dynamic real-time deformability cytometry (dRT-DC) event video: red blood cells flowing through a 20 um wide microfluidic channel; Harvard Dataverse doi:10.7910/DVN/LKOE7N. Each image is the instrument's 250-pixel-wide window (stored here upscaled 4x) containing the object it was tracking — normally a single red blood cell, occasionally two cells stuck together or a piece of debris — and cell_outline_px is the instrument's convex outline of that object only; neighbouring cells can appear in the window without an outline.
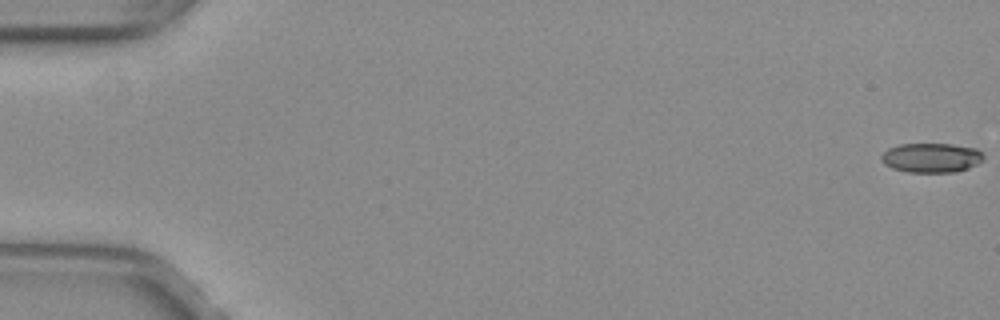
{"species": "common noctule bat (a hibernating species)", "species_latin": "Nyctalus noctula", "temperature_condition": "warm", "stored_images_in_passage": 53, "camera_frame_rate_fps": 3000, "um_per_image_px": 0.085, "animal": {"sex": "female", "body_mass_g": 29.2, "forearm_length_mm": 56.3}, "frame": {"image": 1, "passage_image": 1, "time_ms": 0.0, "image_size_px": [1000, 320], "cell_outline_px": [[984, 160], [968, 168], [956, 172], [908, 172], [892, 168], [884, 164], [880, 160], [880, 156], [888, 148], [900, 144], [952, 144], [976, 148], [984, 156]], "centroid_in_image_um": [79.15, 13.41], "position_along_channel_um": 5.9, "area_um2": 17.63}}
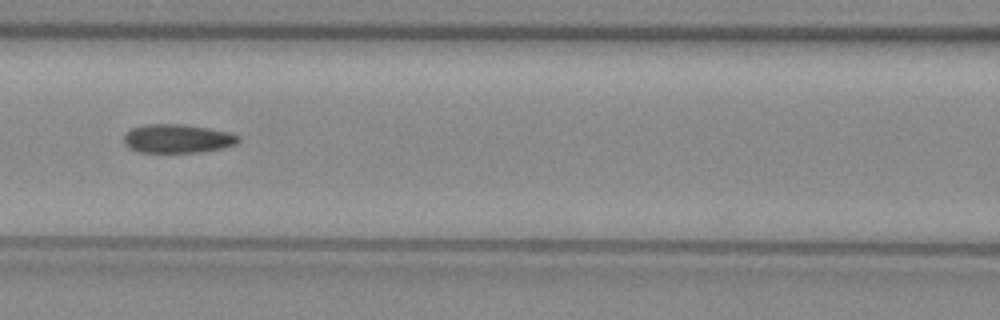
{"frame": {"image": 2, "passage_image": 25, "time_ms": 8.0, "image_size_px": [1000, 320], "cell_outline_px": [[240, 140], [236, 144], [224, 148], [200, 152], [136, 152], [128, 148], [124, 144], [124, 132], [132, 128], [144, 124], [180, 124], [228, 132], [240, 136]], "centroid_in_image_um": [15.04, 11.79], "position_along_channel_um": 151.6, "area_um2": 19.25}}
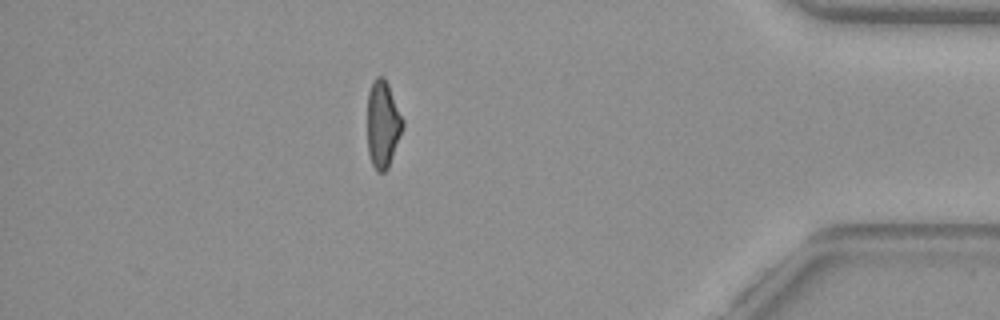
{"frame": {"image": 3, "passage_image": 47, "time_ms": 15.333, "image_size_px": [1000, 320], "cell_outline_px": [[404, 124], [388, 168], [384, 172], [376, 172], [372, 164], [368, 152], [368, 92], [372, 80], [376, 76], [384, 76], [388, 84], [404, 120]], "centroid_in_image_um": [32.53, 10.53], "position_along_channel_um": 402.7, "area_um2": 17.92}, "authors_computed_cell_mechanics": {"area_um2": 19.0162, "velocity_mm_per_s": 3.9969, "shape_relaxation_time_tau1_ms": null, "shape_relaxation_time_tau2_ms": 2.6452, "deformation_change_tau1": null, "deformation_change_tau2": 0.0934}}